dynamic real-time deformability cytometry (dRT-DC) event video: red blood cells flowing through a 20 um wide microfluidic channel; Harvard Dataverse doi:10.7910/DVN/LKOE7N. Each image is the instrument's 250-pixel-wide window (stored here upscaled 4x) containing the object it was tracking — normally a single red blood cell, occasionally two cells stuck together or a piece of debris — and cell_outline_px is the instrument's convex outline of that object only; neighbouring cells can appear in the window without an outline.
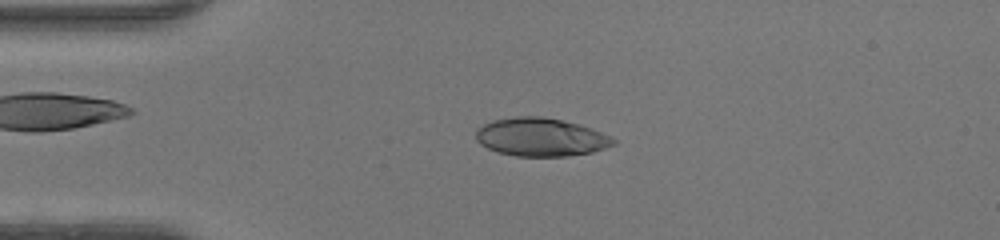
{"species": "human", "species_latin": "Homo sapiens", "temperature_condition": "warm", "stored_images_in_passage": 48, "camera_frame_rate_fps": 3000, "um_per_image_px": 0.085, "donor": {"sex": "female"}, "frame": {"image": 1, "passage_image": 11, "time_ms": 3.333, "image_size_px": [1000, 240], "cell_outline_px": [[616, 144], [592, 152], [568, 156], [516, 156], [496, 152], [480, 144], [476, 140], [476, 128], [492, 120], [516, 116], [540, 116], [580, 124], [592, 128], [612, 136], [616, 140]], "centroid_in_image_um": [45.97, 11.65], "position_along_channel_um": 39.0, "area_um2": 30.87}}
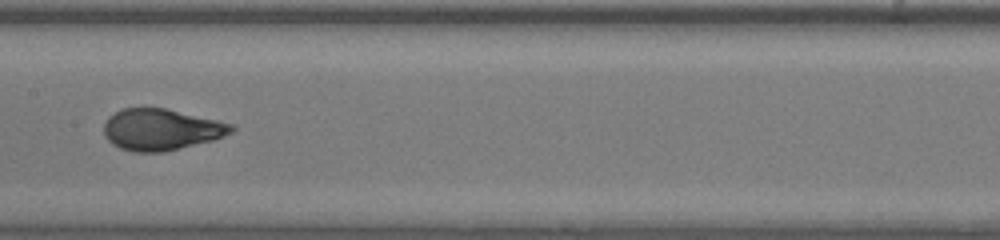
{"frame": {"image": 2, "passage_image": 24, "time_ms": 7.667, "image_size_px": [1000, 240], "cell_outline_px": [[236, 128], [232, 132], [224, 136], [212, 140], [164, 152], [132, 152], [120, 148], [112, 144], [104, 136], [104, 124], [108, 116], [124, 108], [164, 108], [236, 124]], "centroid_in_image_um": [13.7, 11.01], "position_along_channel_um": 193.7, "area_um2": 30.81}}
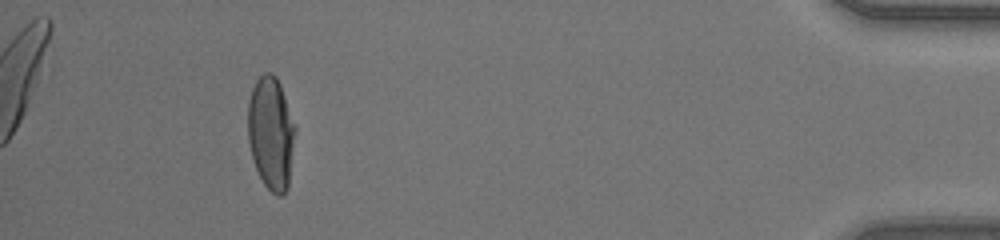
{"frame": {"image": 3, "passage_image": 44, "time_ms": 14.333, "image_size_px": [1000, 240], "cell_outline_px": [[296, 132], [288, 188], [284, 196], [276, 196], [264, 184], [252, 160], [248, 140], [248, 100], [252, 88], [256, 80], [264, 72], [272, 72], [276, 76], [280, 84], [296, 128]], "centroid_in_image_um": [23.04, 11.32], "position_along_channel_um": 412.2, "area_um2": 31.44}, "authors_computed_cell_mechanics": {"area_um2": 30.8074, "velocity_mm_per_s": 4.2894, "shape_relaxation_time_tau1_ms": 5.2514, "shape_relaxation_time_tau2_ms": null, "deformation_change_tau1": 0.2533, "deformation_change_tau2": null}}